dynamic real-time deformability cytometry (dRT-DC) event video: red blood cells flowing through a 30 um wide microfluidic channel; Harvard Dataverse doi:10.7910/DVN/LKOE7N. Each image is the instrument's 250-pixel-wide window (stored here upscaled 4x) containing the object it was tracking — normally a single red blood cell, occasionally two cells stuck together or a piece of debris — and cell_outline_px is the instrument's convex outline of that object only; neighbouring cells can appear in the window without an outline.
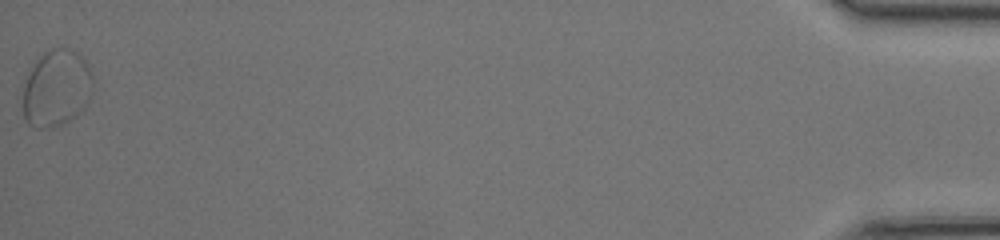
{"species": "common noctule bat (a hibernating species)", "species_latin": "Nyctalus noctula", "temperature_condition": "room temperature", "stored_images_in_passage": 49, "segment_of_instrument_passage": [2, 2], "camera_frame_rate_fps": 3000, "um_per_image_px": 0.085, "animal": {"sex": "female", "body_mass_g": 17.0, "forearm_length_mm": 48.0}, "frame": {"image": 1, "passage_image": 49, "time_ms": 16.0, "image_size_px": [1000, 240], "cell_outline_px": [[92, 92], [84, 108], [76, 116], [60, 124], [44, 128], [36, 128], [28, 124], [24, 120], [24, 84], [28, 72], [36, 60], [44, 52], [52, 48], [72, 48], [88, 64], [92, 76]], "centroid_in_image_um": [4.8, 7.48], "position_along_channel_um": 430.4, "area_um2": 31.27}}